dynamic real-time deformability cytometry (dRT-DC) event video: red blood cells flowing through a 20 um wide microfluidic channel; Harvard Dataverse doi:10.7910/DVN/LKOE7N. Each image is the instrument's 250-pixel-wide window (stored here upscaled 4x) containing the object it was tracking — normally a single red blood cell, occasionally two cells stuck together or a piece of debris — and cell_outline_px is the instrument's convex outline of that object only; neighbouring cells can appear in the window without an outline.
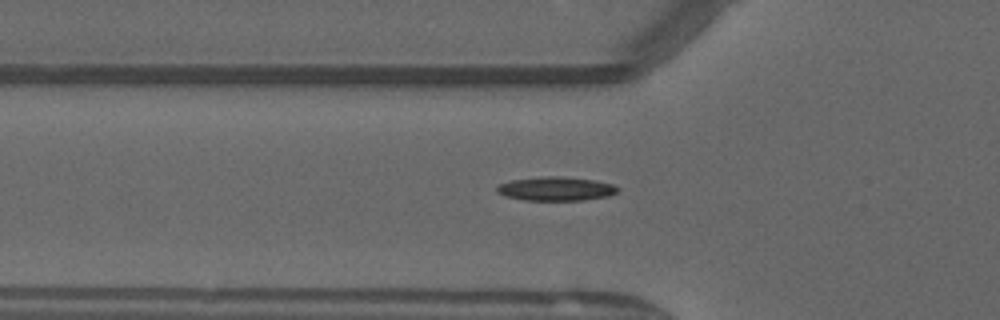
{"species": "common noctule bat (a hibernating species)", "species_latin": "Nyctalus noctula", "temperature_condition": "warm", "stored_images_in_passage": 51, "camera_frame_rate_fps": 3000, "um_per_image_px": 0.085, "animal": {"sex": "male", "forearm_length_mm": 52.5}, "frame": {"image": 1, "passage_image": 18, "time_ms": 5.667, "image_size_px": [1000, 320], "cell_outline_px": [[620, 188], [616, 192], [608, 196], [584, 200], [524, 200], [504, 196], [496, 192], [496, 188], [500, 184], [512, 180], [544, 176], [560, 176], [592, 180], [612, 184]], "centroid_in_image_um": [47.23, 16.05], "position_along_channel_um": 78.6, "area_um2": 16.7}}
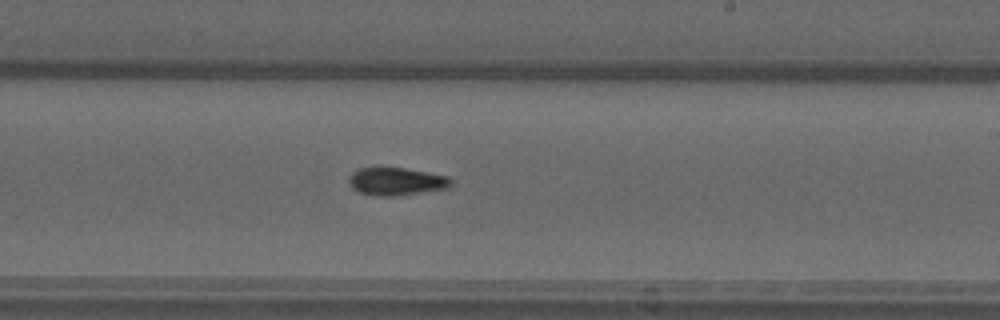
{"frame": {"image": 2, "passage_image": 31, "time_ms": 10.0, "image_size_px": [1000, 320], "cell_outline_px": [[452, 184], [448, 188], [396, 196], [376, 196], [360, 192], [352, 188], [348, 180], [348, 176], [352, 172], [360, 168], [376, 164], [380, 164], [404, 168], [448, 176], [452, 180]], "centroid_in_image_um": [33.62, 15.37], "position_along_channel_um": 255.4, "area_um2": 17.17}}
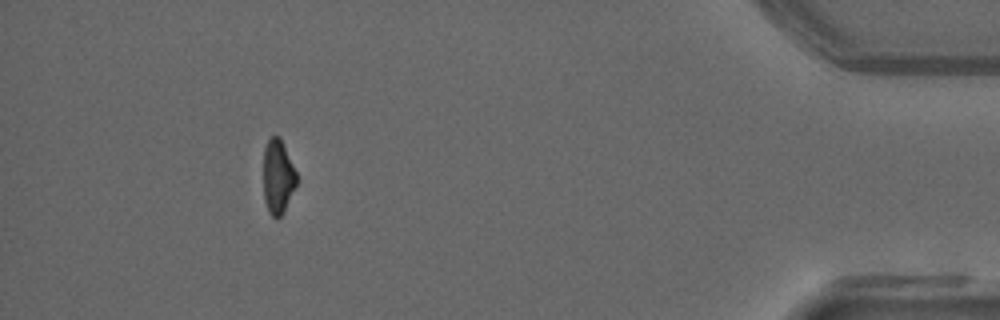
{"frame": {"image": 3, "passage_image": 47, "time_ms": 15.333, "image_size_px": [1000, 320], "cell_outline_px": [[296, 184], [284, 212], [276, 220], [268, 212], [264, 200], [264, 148], [268, 140], [272, 136], [280, 136], [296, 172]], "centroid_in_image_um": [23.61, 15.04], "position_along_channel_um": 411.6, "area_um2": 14.28}, "authors_computed_cell_mechanics": {"area_um2": 15.4904, "velocity_mm_per_s": 4.0827, "shape_relaxation_time_tau1_ms": null, "shape_relaxation_time_tau2_ms": 6.9739, "deformation_change_tau1": null, "deformation_change_tau2": 0.1298}}